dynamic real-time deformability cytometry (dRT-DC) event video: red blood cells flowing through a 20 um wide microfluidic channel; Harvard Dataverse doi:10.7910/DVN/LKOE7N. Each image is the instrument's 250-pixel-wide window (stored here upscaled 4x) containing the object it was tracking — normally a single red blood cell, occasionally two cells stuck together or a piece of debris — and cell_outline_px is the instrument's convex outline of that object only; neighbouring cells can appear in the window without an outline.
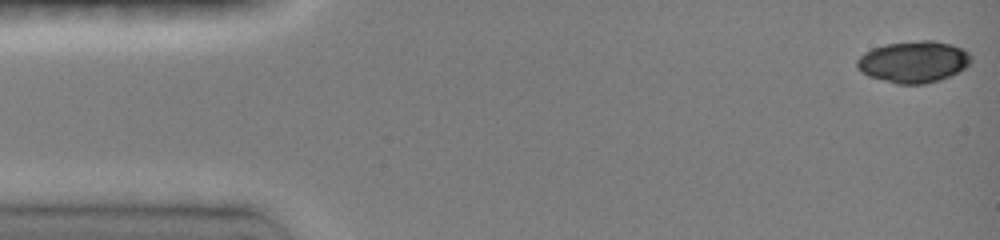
{"species": "common noctule bat (a hibernating species)", "species_latin": "Nyctalus noctula", "temperature_condition": "room temperature", "stored_images_in_passage": 39, "camera_frame_rate_fps": 3000, "um_per_image_px": 0.085, "animal": {"sex": "female", "body_mass_g": 19.0, "forearm_length_mm": 51.5}, "frame": {"image": 1, "passage_image": 1, "time_ms": 0.0, "image_size_px": [1000, 240], "cell_outline_px": [[972, 60], [964, 68], [940, 80], [924, 84], [896, 84], [868, 76], [860, 72], [856, 68], [856, 60], [864, 52], [872, 48], [884, 44], [920, 40], [932, 40], [948, 44], [960, 48], [968, 52], [972, 56]], "centroid_in_image_um": [77.6, 5.26], "position_along_channel_um": 7.4, "area_um2": 27.69}}
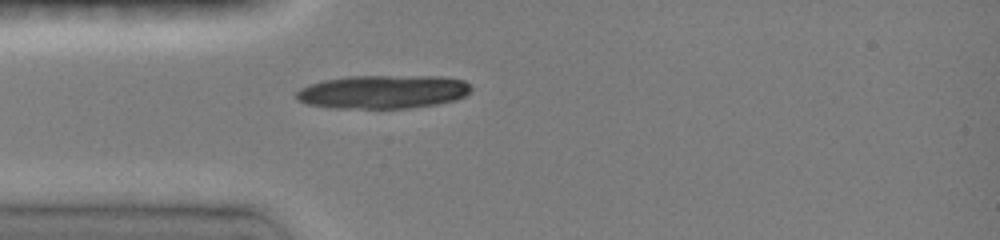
{"frame": {"image": 2, "passage_image": 12, "time_ms": 4.0, "image_size_px": [1000, 240], "cell_outline_px": [[472, 88], [464, 96], [456, 100], [436, 104], [408, 108], [328, 108], [308, 104], [300, 100], [296, 96], [296, 92], [300, 88], [308, 84], [324, 80], [348, 76], [440, 76], [464, 80]], "centroid_in_image_um": [32.54, 7.8], "position_along_channel_um": 52.5, "area_um2": 34.16}}